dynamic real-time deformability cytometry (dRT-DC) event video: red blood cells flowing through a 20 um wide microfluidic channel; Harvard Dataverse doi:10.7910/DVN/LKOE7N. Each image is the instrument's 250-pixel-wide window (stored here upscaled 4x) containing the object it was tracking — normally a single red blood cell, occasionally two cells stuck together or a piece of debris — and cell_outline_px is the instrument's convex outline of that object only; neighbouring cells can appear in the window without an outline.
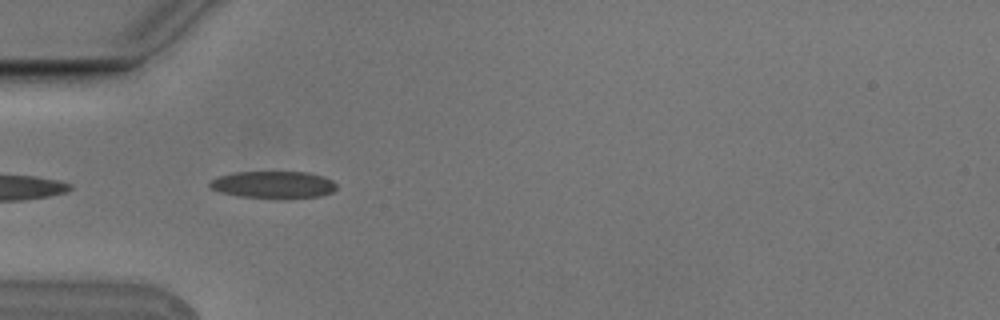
{"species": "Egyptian fruit bat (a non-hibernating species)", "species_latin": "Rousettus aegyptiacus", "temperature_condition": "cold", "stored_images_in_passage": 5, "camera_frame_rate_fps": 3000, "um_per_image_px": 0.085, "animal": {"sex": "male"}, "frame": {"image": 1, "passage_image": 1, "time_ms": 0.0, "image_size_px": [1000, 320], "cell_outline_px": [[336, 188], [332, 192], [320, 196], [280, 200], [240, 196], [220, 192], [212, 188], [208, 184], [212, 180], [220, 176], [236, 172], [308, 172], [324, 176], [332, 180], [336, 184]], "centroid_in_image_um": [23.28, 15.72], "position_along_channel_um": 61.7, "area_um2": 20.35}}
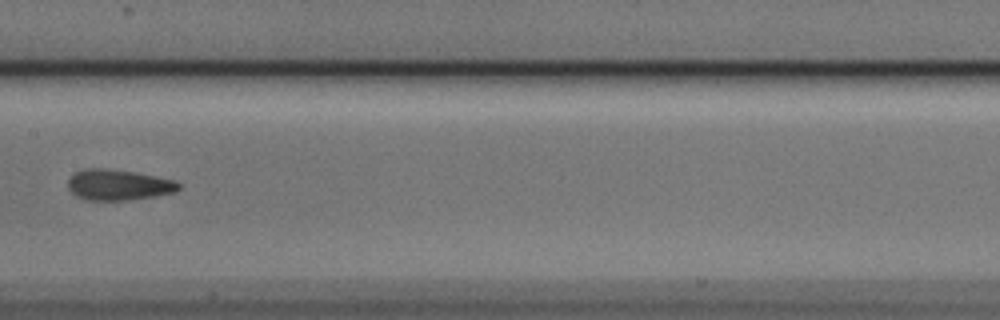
{"frame": {"image": 2, "passage_image": 4, "time_ms": 1.0, "image_size_px": [1000, 320], "cell_outline_px": [[180, 188], [176, 192], [156, 196], [132, 200], [88, 200], [76, 196], [68, 188], [68, 180], [76, 172], [84, 168], [104, 168], [136, 172], [176, 180], [180, 184]], "centroid_in_image_um": [10.1, 15.71], "position_along_channel_um": 197.3, "area_um2": 20.0}}
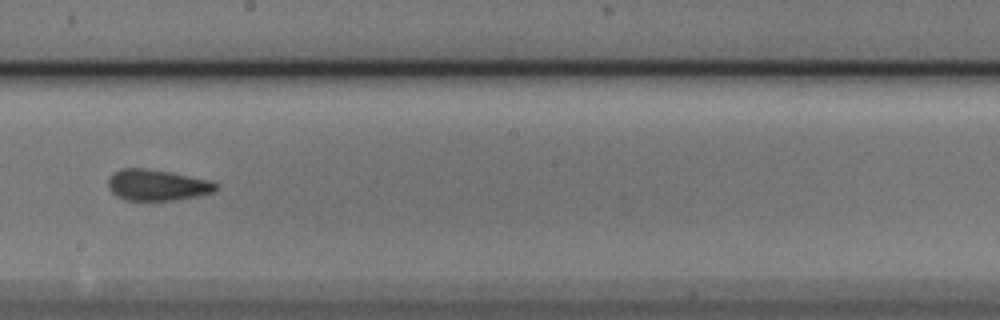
{"frame": {"image": 3, "passage_image": 5, "time_ms": 1.333, "image_size_px": [1000, 320], "cell_outline_px": [[220, 188], [216, 192], [196, 196], [172, 200], [124, 200], [116, 196], [108, 188], [108, 176], [120, 168], [144, 168], [168, 172], [212, 180], [220, 184]], "centroid_in_image_um": [13.38, 15.73], "position_along_channel_um": 234.8, "area_um2": 19.77}}